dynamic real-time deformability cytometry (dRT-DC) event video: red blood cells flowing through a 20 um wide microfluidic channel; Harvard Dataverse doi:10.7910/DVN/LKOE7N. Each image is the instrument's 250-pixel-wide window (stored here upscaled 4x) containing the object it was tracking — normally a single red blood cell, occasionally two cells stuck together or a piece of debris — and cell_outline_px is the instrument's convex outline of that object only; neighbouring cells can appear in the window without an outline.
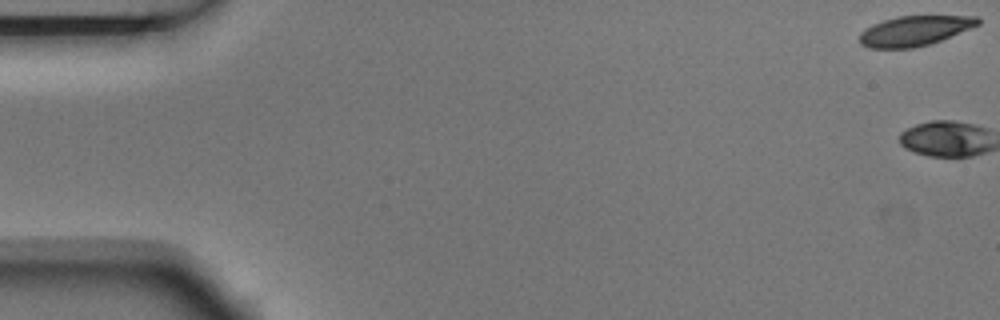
{"species": "Egyptian fruit bat (a non-hibernating species)", "species_latin": "Rousettus aegyptiacus", "temperature_condition": "room temperature", "stored_images_in_passage": 4, "camera_frame_rate_fps": 3000, "um_per_image_px": 0.085, "animal": {"sex": "male"}, "frame": {"image": 1, "passage_image": 1, "time_ms": 0.0, "image_size_px": [1000, 320], "cell_outline_px": [[980, 24], [940, 40], [928, 44], [912, 48], [868, 48], [860, 44], [856, 40], [860, 32], [864, 28], [872, 24], [896, 16], [980, 16]], "centroid_in_image_um": [77.66, 2.62], "position_along_channel_um": 7.3, "area_um2": 20.75}}